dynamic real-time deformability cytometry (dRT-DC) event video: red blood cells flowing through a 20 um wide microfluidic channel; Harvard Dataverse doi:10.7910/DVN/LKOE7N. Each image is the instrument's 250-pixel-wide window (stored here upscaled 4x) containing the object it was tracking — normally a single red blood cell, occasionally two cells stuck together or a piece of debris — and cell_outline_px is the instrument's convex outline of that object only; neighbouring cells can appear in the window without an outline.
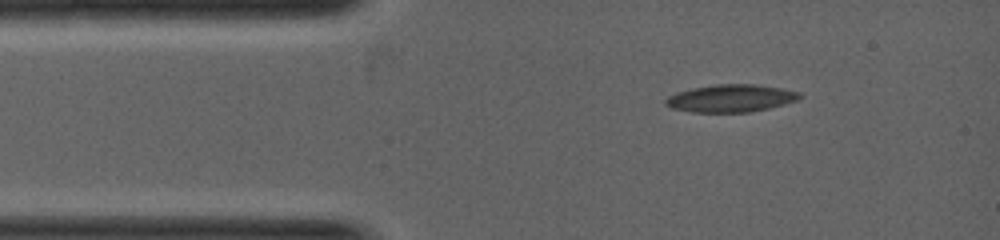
{"species": "common noctule bat (a hibernating species)", "species_latin": "Nyctalus noctula", "temperature_condition": "warm", "stored_images_in_passage": 2, "camera_frame_rate_fps": 5000, "um_per_image_px": 0.085, "animal": {"sex": "female", "body_mass_g": 19.0, "forearm_length_mm": 53.3}, "frame": {"image": 1, "passage_image": 1, "time_ms": 0.0, "image_size_px": [1000, 240], "cell_outline_px": [[804, 96], [796, 100], [784, 104], [768, 108], [748, 112], [692, 112], [672, 108], [664, 104], [664, 100], [668, 96], [676, 92], [692, 88], [716, 84], [756, 84], [780, 88], [800, 92]], "centroid_in_image_um": [62.1, 8.35], "position_along_channel_um": 22.9, "area_um2": 21.5}}
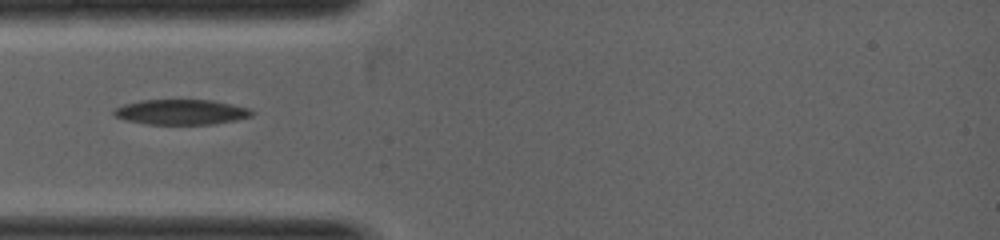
{"frame": {"image": 2, "passage_image": 2, "time_ms": 1.0, "image_size_px": [1000, 240], "cell_outline_px": [[256, 112], [252, 116], [236, 120], [216, 124], [148, 124], [124, 120], [112, 116], [112, 108], [124, 104], [140, 100], [212, 100], [232, 104], [248, 108]], "centroid_in_image_um": [15.36, 9.52], "position_along_channel_um": 69.6, "area_um2": 20.52}}